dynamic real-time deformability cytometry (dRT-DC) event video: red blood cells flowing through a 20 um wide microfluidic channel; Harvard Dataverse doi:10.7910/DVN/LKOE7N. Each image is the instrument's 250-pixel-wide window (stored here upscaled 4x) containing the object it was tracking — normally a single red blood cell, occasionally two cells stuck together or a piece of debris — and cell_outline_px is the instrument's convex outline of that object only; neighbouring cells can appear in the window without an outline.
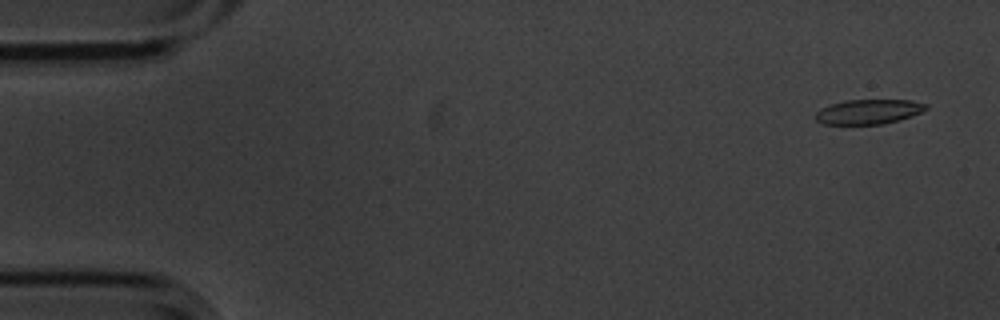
{"species": "common noctule bat (a hibernating species)", "species_latin": "Nyctalus noctula", "temperature_condition": "cold", "stored_images_in_passage": 56, "camera_frame_rate_fps": 3000, "um_per_image_px": 0.085, "animal": {"sex": "male", "body_mass_g": 20.1, "forearm_length_mm": 53.5}, "frame": {"image": 1, "passage_image": 3, "time_ms": 0.667, "image_size_px": [1000, 320], "cell_outline_px": [[928, 108], [912, 116], [900, 120], [884, 124], [824, 124], [816, 120], [816, 112], [820, 108], [844, 100], [912, 100], [928, 104]], "centroid_in_image_um": [73.85, 9.49], "position_along_channel_um": 11.1, "area_um2": 15.95}}
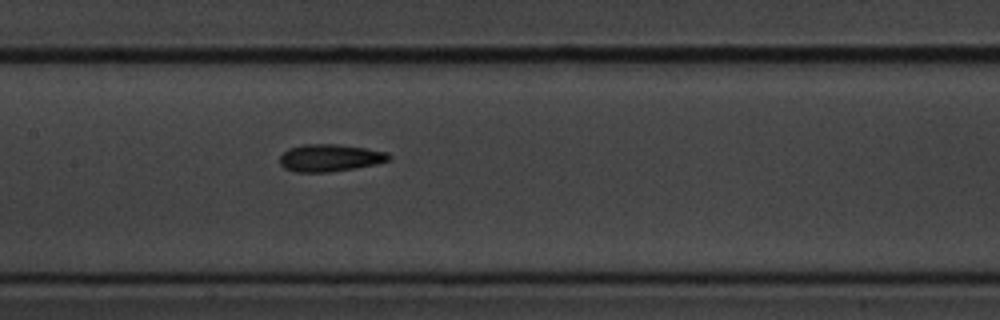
{"frame": {"image": 2, "passage_image": 27, "time_ms": 8.667, "image_size_px": [1000, 320], "cell_outline_px": [[392, 160], [376, 164], [356, 168], [328, 172], [296, 172], [284, 168], [280, 164], [280, 156], [288, 148], [304, 144], [336, 144], [364, 148], [388, 152], [392, 156]], "centroid_in_image_um": [28.07, 13.42], "position_along_channel_um": 179.3, "area_um2": 17.46}}
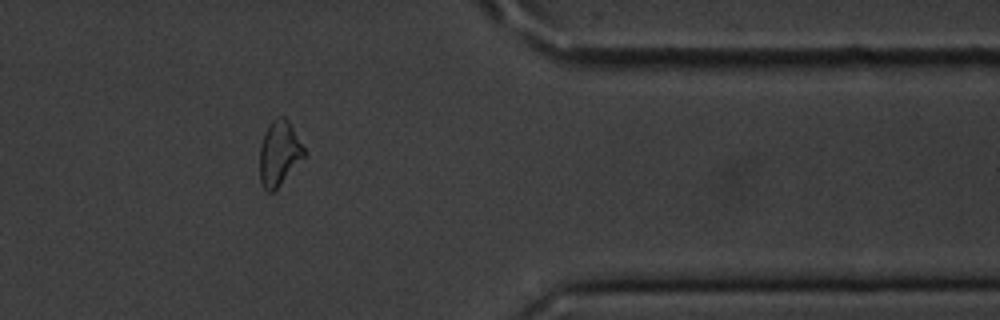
{"frame": {"image": 3, "passage_image": 46, "time_ms": 15.0, "image_size_px": [1000, 320], "cell_outline_px": [[304, 156], [280, 184], [272, 192], [268, 192], [260, 184], [260, 148], [268, 124], [272, 120], [280, 116], [284, 116], [288, 120], [304, 148]], "centroid_in_image_um": [23.7, 13.02], "position_along_channel_um": 387.7, "area_um2": 16.3}, "authors_computed_cell_mechanics": {"area_um2": 17.1377, "velocity_mm_per_s": 3.5645, "shape_relaxation_time_tau1_ms": 3.0613, "shape_relaxation_time_tau2_ms": 3.0212, "deformation_change_tau1": 0.0891, "deformation_change_tau2": 0.0975}}